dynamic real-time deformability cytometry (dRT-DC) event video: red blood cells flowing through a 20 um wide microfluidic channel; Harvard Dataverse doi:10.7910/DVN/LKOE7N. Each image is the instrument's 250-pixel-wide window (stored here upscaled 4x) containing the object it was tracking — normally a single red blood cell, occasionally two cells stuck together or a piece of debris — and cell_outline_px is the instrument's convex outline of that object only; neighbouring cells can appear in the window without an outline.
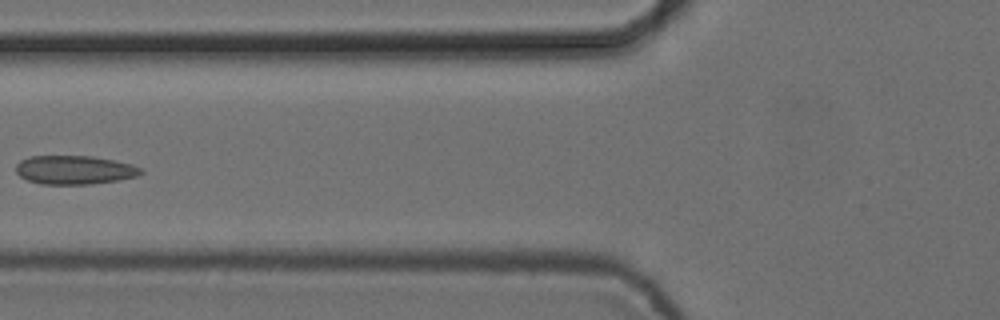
{"species": "common noctule bat (a hibernating species)", "species_latin": "Nyctalus noctula", "temperature_condition": "cold", "stored_images_in_passage": 7, "camera_frame_rate_fps": 3000, "um_per_image_px": 0.085, "animal": {"sex": "female", "body_mass_g": 24.6, "forearm_length_mm": 56.2}, "frame": {"image": 1, "passage_image": 6, "time_ms": 1.667, "image_size_px": [1000, 320], "cell_outline_px": [[144, 172], [136, 176], [116, 180], [88, 184], [40, 184], [28, 180], [20, 176], [16, 172], [16, 164], [20, 160], [28, 156], [92, 156], [132, 164], [144, 168]], "centroid_in_image_um": [6.32, 14.43], "position_along_channel_um": 119.5, "area_um2": 20.92}}
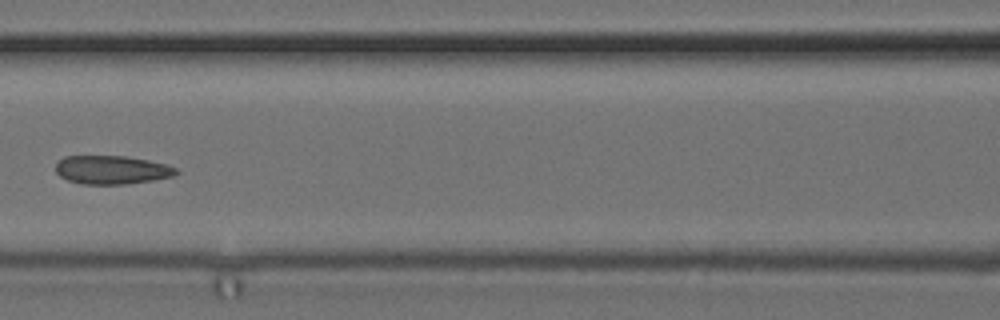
{"frame": {"image": 2, "passage_image": 7, "time_ms": 2.0, "image_size_px": [1000, 320], "cell_outline_px": [[180, 172], [172, 176], [152, 180], [128, 184], [84, 184], [68, 180], [60, 176], [56, 172], [56, 164], [64, 156], [124, 156], [148, 160], [168, 164], [176, 168]], "centroid_in_image_um": [9.52, 14.43], "position_along_channel_um": 157.1, "area_um2": 20.0}}